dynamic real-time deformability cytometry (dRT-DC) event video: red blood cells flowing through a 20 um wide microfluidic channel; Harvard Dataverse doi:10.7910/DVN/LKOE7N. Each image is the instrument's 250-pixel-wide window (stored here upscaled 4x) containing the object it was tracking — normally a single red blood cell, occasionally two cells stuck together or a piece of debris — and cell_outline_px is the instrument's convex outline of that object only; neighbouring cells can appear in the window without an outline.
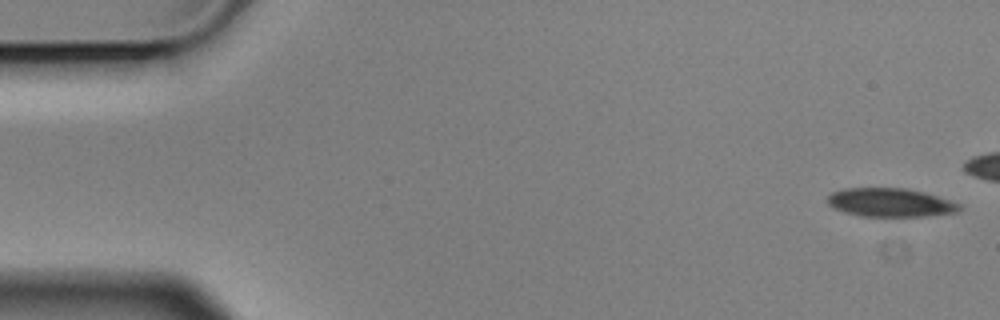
{"species": "Egyptian fruit bat (a non-hibernating species)", "species_latin": "Rousettus aegyptiacus", "temperature_condition": "cold", "stored_images_in_passage": 6, "camera_frame_rate_fps": 3000, "um_per_image_px": 0.085, "animal": {"sex": "male"}, "frame": {"image": 1, "passage_image": 1, "time_ms": 0.0, "image_size_px": [1000, 320], "cell_outline_px": [[964, 208], [960, 212], [924, 216], [860, 216], [844, 212], [832, 208], [828, 204], [828, 196], [832, 192], [844, 188], [904, 188], [924, 192], [960, 204]], "centroid_in_image_um": [75.67, 17.22], "position_along_channel_um": 9.3, "area_um2": 22.02}}